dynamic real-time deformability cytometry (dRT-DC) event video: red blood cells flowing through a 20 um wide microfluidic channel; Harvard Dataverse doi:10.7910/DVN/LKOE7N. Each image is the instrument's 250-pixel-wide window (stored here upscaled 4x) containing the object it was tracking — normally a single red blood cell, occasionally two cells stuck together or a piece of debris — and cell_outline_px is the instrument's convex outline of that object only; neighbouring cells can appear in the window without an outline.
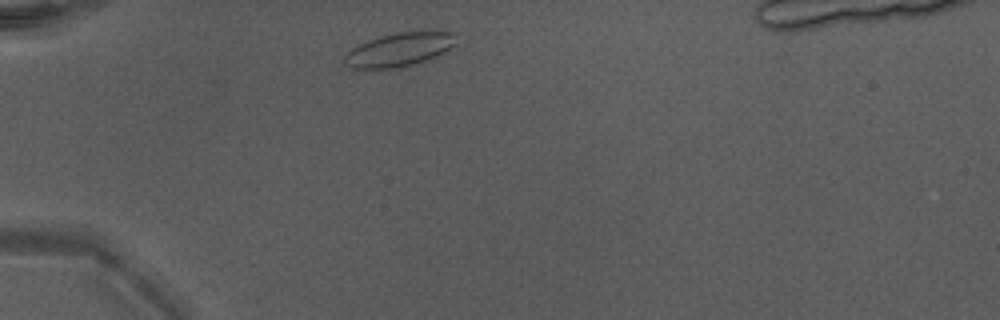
{"species": "Egyptian fruit bat (a non-hibernating species)", "species_latin": "Rousettus aegyptiacus", "temperature_condition": "warm", "stored_images_in_passage": 37, "camera_frame_rate_fps": 3000, "um_per_image_px": 0.085, "animal": {"sex": "male"}, "frame": {"image": 1, "passage_image": 2, "time_ms": 0.333, "image_size_px": [1000, 320], "cell_outline_px": [[460, 32], [456, 44], [432, 60], [392, 68], [352, 68], [344, 64], [344, 56], [352, 48], [368, 40], [380, 36], [400, 32]], "centroid_in_image_um": [34.01, 4.21], "position_along_channel_um": 51.0, "area_um2": 21.91}}
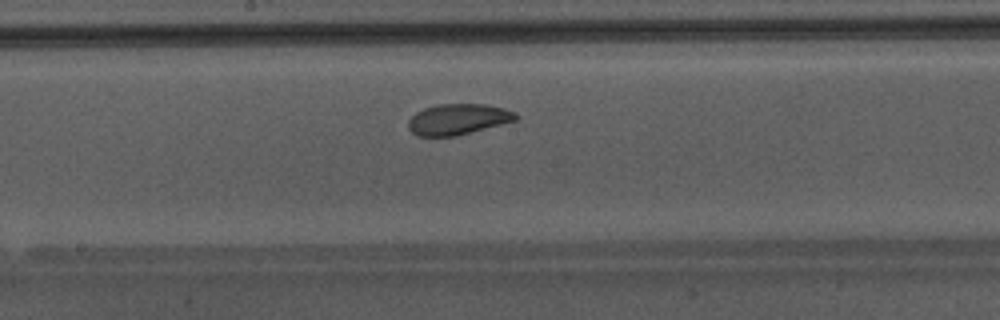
{"frame": {"image": 2, "passage_image": 15, "time_ms": 4.667, "image_size_px": [1000, 320], "cell_outline_px": [[520, 116], [516, 120], [456, 136], [416, 136], [408, 128], [408, 120], [416, 112], [424, 108], [440, 104], [488, 104], [504, 108], [516, 112]], "centroid_in_image_um": [38.94, 10.13], "position_along_channel_um": 209.3, "area_um2": 19.36}}
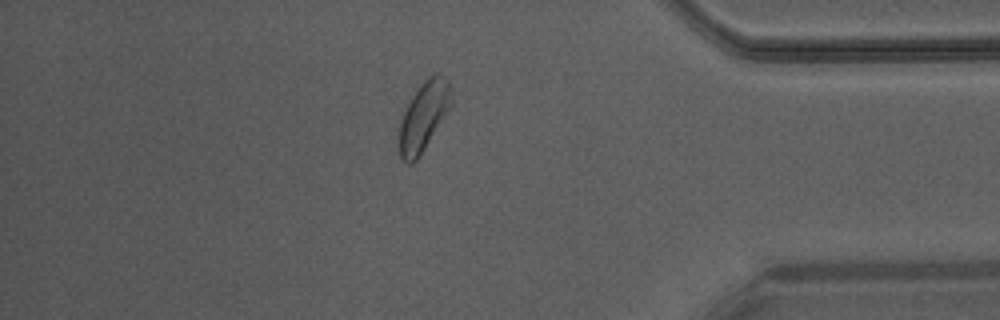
{"frame": {"image": 3, "passage_image": 30, "time_ms": 9.667, "image_size_px": [1000, 320], "cell_outline_px": [[452, 104], [424, 148], [416, 160], [412, 164], [408, 164], [400, 160], [400, 124], [404, 112], [412, 96], [424, 80], [428, 76], [436, 72], [440, 72], [448, 80], [452, 92]], "centroid_in_image_um": [36.03, 9.84], "position_along_channel_um": 399.2, "area_um2": 20.63}}